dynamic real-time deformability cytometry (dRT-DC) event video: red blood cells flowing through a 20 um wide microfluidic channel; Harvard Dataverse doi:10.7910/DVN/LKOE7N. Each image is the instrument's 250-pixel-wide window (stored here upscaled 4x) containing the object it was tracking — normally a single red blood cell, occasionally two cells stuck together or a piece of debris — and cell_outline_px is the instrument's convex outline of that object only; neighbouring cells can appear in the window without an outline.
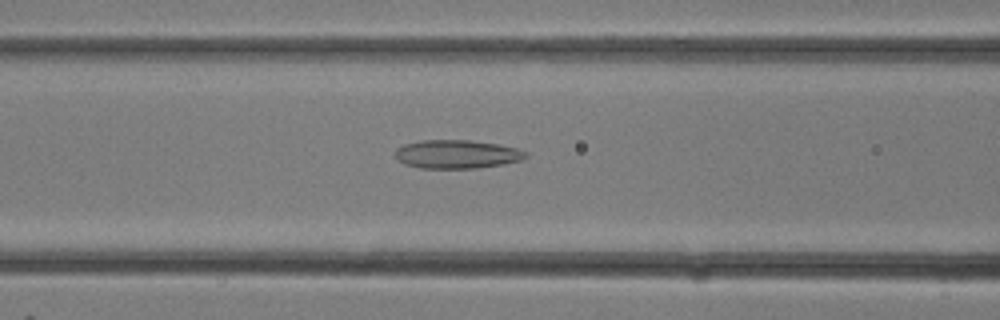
{"species": "common noctule bat (a hibernating species)", "species_latin": "Nyctalus noctula", "temperature_condition": "room temperature", "stored_images_in_passage": 13, "camera_frame_rate_fps": 3000, "um_per_image_px": 0.085, "animal": {"sex": "female"}, "frame": {"image": 1, "passage_image": 11, "time_ms": 3.333, "image_size_px": [1000, 320], "cell_outline_px": [[528, 156], [520, 160], [504, 164], [476, 168], [420, 168], [404, 164], [396, 156], [396, 148], [404, 144], [420, 140], [468, 140], [500, 144], [516, 148], [528, 152]], "centroid_in_image_um": [38.85, 13.1], "position_along_channel_um": 127.7, "area_um2": 21.73}}
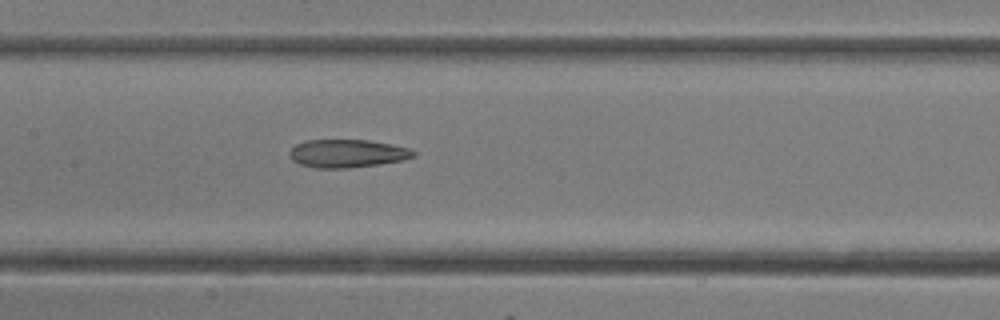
{"frame": {"image": 2, "passage_image": 13, "time_ms": 4.0, "image_size_px": [1000, 320], "cell_outline_px": [[416, 156], [404, 160], [380, 164], [348, 168], [316, 168], [300, 164], [292, 160], [288, 156], [288, 152], [296, 144], [304, 140], [368, 140], [392, 144], [408, 148], [416, 152]], "centroid_in_image_um": [29.51, 13.04], "position_along_channel_um": 177.9, "area_um2": 20.46}}